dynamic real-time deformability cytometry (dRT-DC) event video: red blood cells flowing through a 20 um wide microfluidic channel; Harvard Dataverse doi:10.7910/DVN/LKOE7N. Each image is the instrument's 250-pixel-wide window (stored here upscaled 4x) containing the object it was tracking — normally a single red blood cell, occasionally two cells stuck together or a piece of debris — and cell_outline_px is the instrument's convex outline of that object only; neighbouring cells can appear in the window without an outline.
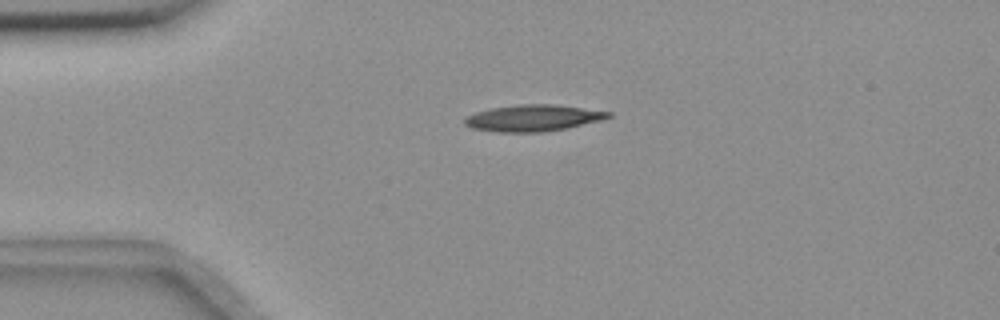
{"species": "common noctule bat (a hibernating species)", "species_latin": "Nyctalus noctula", "temperature_condition": "room temperature", "stored_images_in_passage": 3, "camera_frame_rate_fps": 3000, "um_per_image_px": 0.085, "animal": {"sex": "female", "body_mass_g": 18.4}, "frame": {"image": 1, "passage_image": 2, "time_ms": 1.333, "image_size_px": [1000, 320], "cell_outline_px": [[612, 116], [604, 120], [544, 132], [496, 132], [472, 128], [464, 124], [464, 116], [476, 112], [492, 108], [516, 104], [556, 104], [612, 112]], "centroid_in_image_um": [45.31, 10.02], "position_along_channel_um": 39.7, "area_um2": 22.31}}